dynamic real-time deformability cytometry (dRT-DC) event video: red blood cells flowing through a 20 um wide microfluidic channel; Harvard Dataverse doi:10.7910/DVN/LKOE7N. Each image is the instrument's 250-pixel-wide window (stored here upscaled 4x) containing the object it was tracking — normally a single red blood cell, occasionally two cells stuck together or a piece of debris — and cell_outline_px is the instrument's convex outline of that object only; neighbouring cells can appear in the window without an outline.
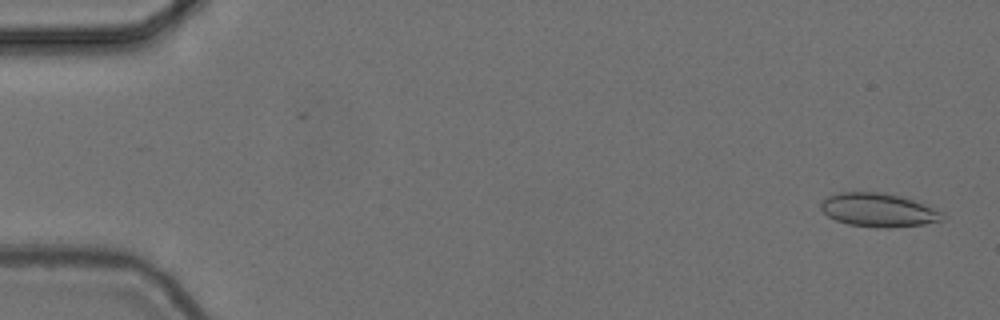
{"species": "common noctule bat (a hibernating species)", "species_latin": "Nyctalus noctula", "temperature_condition": "cold", "stored_images_in_passage": 11, "camera_frame_rate_fps": 3000, "um_per_image_px": 0.085, "animal": {"sex": "female", "body_mass_g": 24.6, "forearm_length_mm": 56.2}, "frame": {"image": 1, "passage_image": 2, "time_ms": 0.333, "image_size_px": [1000, 320], "cell_outline_px": [[944, 216], [940, 220], [924, 224], [888, 228], [848, 224], [836, 220], [828, 216], [820, 208], [820, 204], [828, 196], [840, 192], [884, 192], [920, 200], [944, 212]], "centroid_in_image_um": [74.73, 17.83], "position_along_channel_um": 10.3, "area_um2": 24.04}}